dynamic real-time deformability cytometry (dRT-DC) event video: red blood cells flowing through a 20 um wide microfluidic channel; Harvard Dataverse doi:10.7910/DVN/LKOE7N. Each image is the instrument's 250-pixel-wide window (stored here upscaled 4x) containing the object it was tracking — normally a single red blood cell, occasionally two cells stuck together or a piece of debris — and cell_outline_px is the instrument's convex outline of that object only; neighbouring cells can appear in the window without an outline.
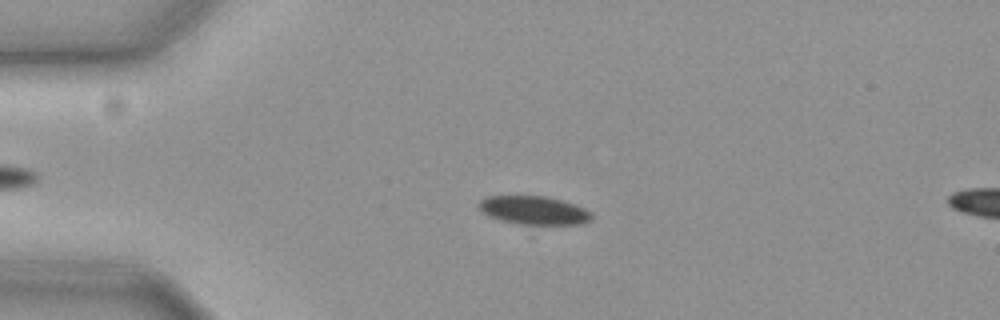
{"species": "common noctule bat (a hibernating species)", "species_latin": "Nyctalus noctula", "temperature_condition": "cold", "stored_images_in_passage": 19, "camera_frame_rate_fps": 3000, "um_per_image_px": 0.085, "animal": {"sex": "female", "body_mass_g": 19.3, "forearm_length_mm": 54.1}, "frame": {"image": 1, "passage_image": 14, "time_ms": 4.333, "image_size_px": [1000, 320], "cell_outline_px": [[592, 220], [580, 224], [516, 224], [500, 220], [488, 216], [480, 208], [480, 200], [488, 196], [544, 196], [560, 200], [584, 208], [592, 212]], "centroid_in_image_um": [45.39, 17.88], "position_along_channel_um": 39.6, "area_um2": 18.5}}